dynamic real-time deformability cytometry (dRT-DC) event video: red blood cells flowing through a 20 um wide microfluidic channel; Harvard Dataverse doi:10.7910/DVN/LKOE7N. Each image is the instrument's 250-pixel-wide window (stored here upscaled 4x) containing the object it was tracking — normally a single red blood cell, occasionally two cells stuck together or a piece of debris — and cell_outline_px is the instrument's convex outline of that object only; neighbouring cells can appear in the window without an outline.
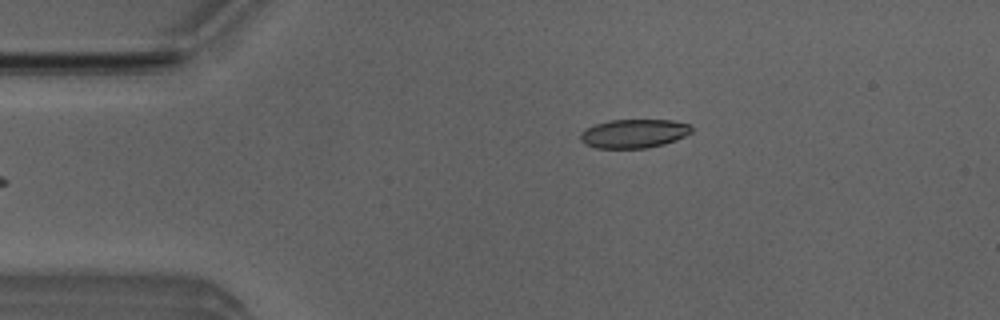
{"species": "Egyptian fruit bat (a non-hibernating species)", "species_latin": "Rousettus aegyptiacus", "temperature_condition": "room temperature", "stored_images_in_passage": 35, "camera_frame_rate_fps": 3000, "um_per_image_px": 0.085, "animal": {"sex": "male"}, "frame": {"image": 1, "passage_image": 1, "time_ms": 0.0, "image_size_px": [1000, 320], "cell_outline_px": [[692, 132], [676, 140], [664, 144], [644, 148], [596, 148], [584, 144], [580, 140], [580, 132], [584, 128], [608, 120], [672, 120], [688, 124], [692, 128]], "centroid_in_image_um": [53.84, 11.35], "position_along_channel_um": 31.2, "area_um2": 18.73}}
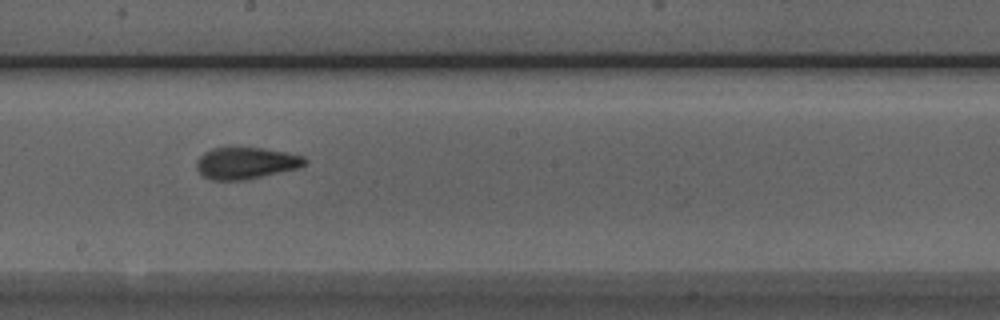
{"frame": {"image": 2, "passage_image": 19, "time_ms": 6.0, "image_size_px": [1000, 320], "cell_outline_px": [[308, 160], [304, 164], [296, 168], [244, 180], [212, 180], [200, 176], [196, 168], [196, 160], [204, 152], [212, 148], [264, 148], [288, 152], [304, 156]], "centroid_in_image_um": [20.85, 13.86], "position_along_channel_um": 227.3, "area_um2": 20.0}}
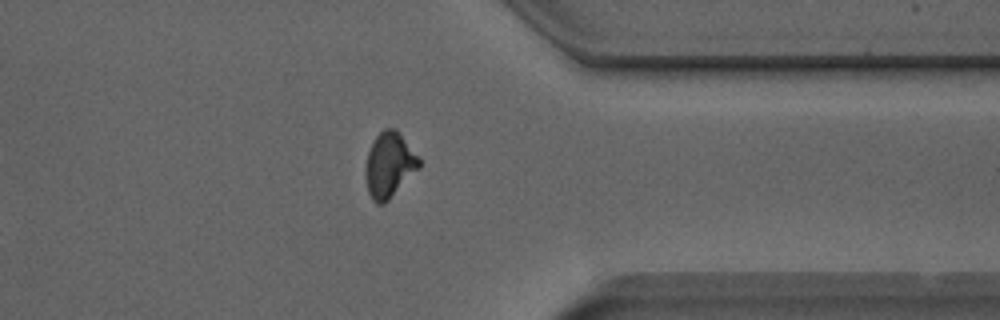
{"frame": {"image": 3, "passage_image": 31, "time_ms": 10.0, "image_size_px": [1000, 320], "cell_outline_px": [[420, 168], [384, 204], [376, 204], [372, 200], [368, 192], [368, 152], [376, 136], [384, 128], [396, 128], [400, 132], [420, 156]], "centroid_in_image_um": [33.16, 13.99], "position_along_channel_um": 378.2, "area_um2": 20.06}, "authors_computed_cell_mechanics": {"area_um2": 20.0566, "velocity_mm_per_s": 4.0049, "shape_relaxation_time_tau1_ms": 6.3012, "shape_relaxation_time_tau2_ms": 1.8657, "deformation_change_tau1": 0.1764, "deformation_change_tau2": 0.0739}}